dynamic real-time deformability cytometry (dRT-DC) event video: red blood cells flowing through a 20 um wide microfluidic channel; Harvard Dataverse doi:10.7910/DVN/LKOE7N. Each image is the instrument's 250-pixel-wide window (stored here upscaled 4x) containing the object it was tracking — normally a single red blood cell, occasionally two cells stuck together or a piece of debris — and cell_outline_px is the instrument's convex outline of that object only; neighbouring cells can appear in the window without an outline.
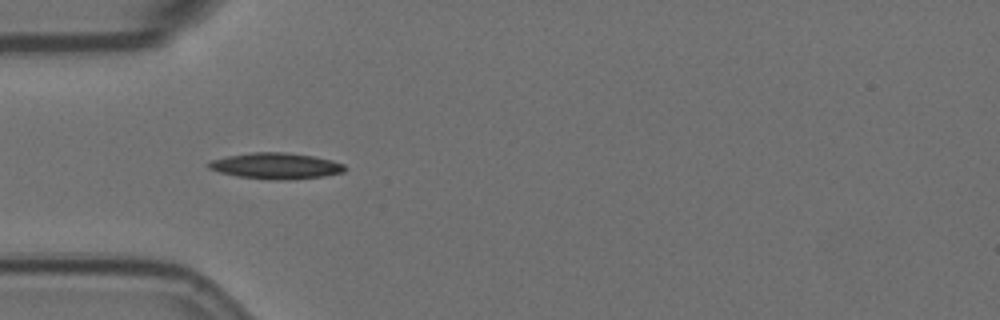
{"species": "Egyptian fruit bat (a non-hibernating species)", "species_latin": "Rousettus aegyptiacus", "temperature_condition": "room temperature", "stored_images_in_passage": 43, "camera_frame_rate_fps": 3000, "um_per_image_px": 0.085, "animal": {"sex": "female"}, "frame": {"image": 1, "passage_image": 5, "time_ms": 1.333, "image_size_px": [1000, 320], "cell_outline_px": [[348, 168], [344, 172], [324, 176], [288, 180], [268, 180], [236, 176], [220, 172], [208, 168], [204, 164], [212, 160], [228, 156], [252, 152], [284, 152], [312, 156], [332, 160], [344, 164]], "centroid_in_image_um": [23.45, 14.11], "position_along_channel_um": 61.5, "area_um2": 20.87}}
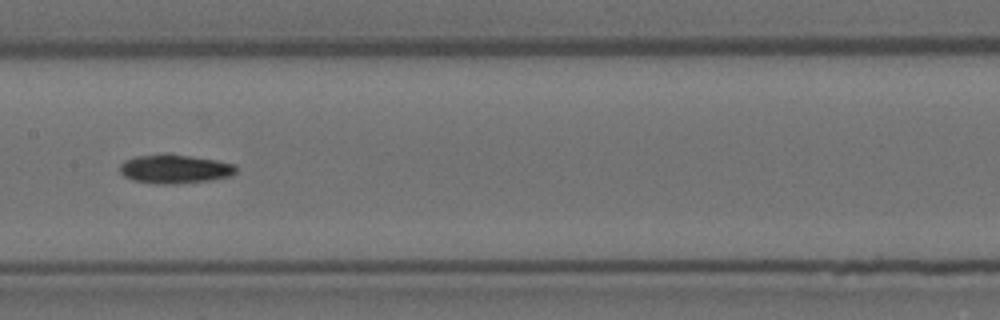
{"frame": {"image": 2, "passage_image": 16, "time_ms": 5.0, "image_size_px": [1000, 320], "cell_outline_px": [[236, 172], [232, 176], [212, 180], [180, 184], [156, 184], [132, 180], [124, 176], [120, 172], [120, 164], [124, 160], [136, 156], [188, 156], [216, 160], [236, 164]], "centroid_in_image_um": [14.89, 14.41], "position_along_channel_um": 192.5, "area_um2": 19.25}}
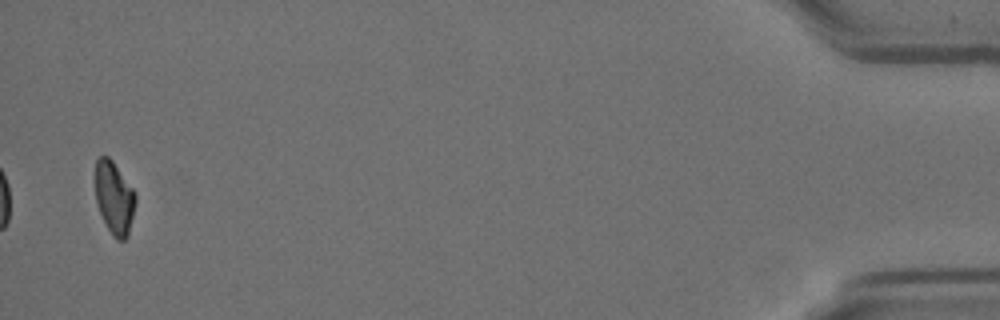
{"frame": {"image": 3, "passage_image": 43, "time_ms": 14.0, "image_size_px": [1000, 320], "cell_outline_px": [[136, 204], [128, 236], [124, 240], [116, 240], [112, 236], [100, 212], [96, 200], [96, 160], [100, 156], [108, 156], [112, 160], [132, 188], [136, 196]], "centroid_in_image_um": [9.73, 16.84], "position_along_channel_um": 425.5, "area_um2": 16.88}, "authors_computed_cell_mechanics": {"area_um2": 18.9584, "velocity_mm_per_s": 3.5904, "shape_relaxation_time_tau1_ms": 6.5346, "shape_relaxation_time_tau2_ms": null, "deformation_change_tau1": 0.1807, "deformation_change_tau2": null}}